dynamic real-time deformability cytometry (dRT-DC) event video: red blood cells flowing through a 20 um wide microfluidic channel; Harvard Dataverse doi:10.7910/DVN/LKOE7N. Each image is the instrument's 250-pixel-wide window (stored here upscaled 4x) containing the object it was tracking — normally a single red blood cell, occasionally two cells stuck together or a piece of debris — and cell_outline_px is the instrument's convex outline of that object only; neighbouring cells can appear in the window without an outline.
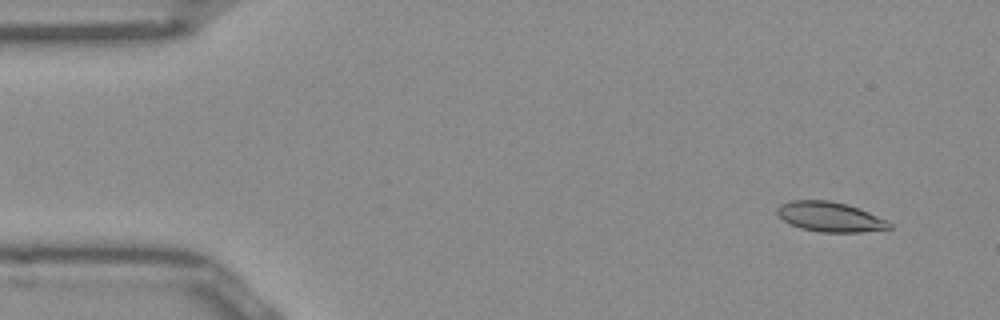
{"species": "Egyptian fruit bat (a non-hibernating species)", "species_latin": "Rousettus aegyptiacus", "temperature_condition": "room temperature", "stored_images_in_passage": 13, "camera_frame_rate_fps": 3000, "um_per_image_px": 0.085, "frame": {"image": 1, "passage_image": 1, "time_ms": 0.0, "image_size_px": [1000, 320], "cell_outline_px": [[892, 228], [860, 232], [820, 232], [800, 228], [788, 224], [776, 212], [776, 208], [780, 204], [792, 200], [828, 200], [848, 204], [888, 220], [892, 224]], "centroid_in_image_um": [70.54, 18.43], "position_along_channel_um": 14.5, "area_um2": 19.59}}